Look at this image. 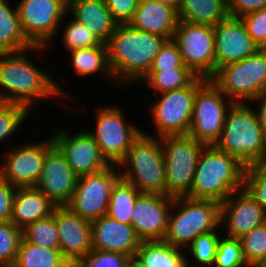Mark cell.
<instances>
[{
    "instance_id": "1",
    "label": "cell",
    "mask_w": 266,
    "mask_h": 267,
    "mask_svg": "<svg viewBox=\"0 0 266 267\" xmlns=\"http://www.w3.org/2000/svg\"><path fill=\"white\" fill-rule=\"evenodd\" d=\"M168 39L118 24L106 43L110 69L118 85L140 81Z\"/></svg>"
},
{
    "instance_id": "2",
    "label": "cell",
    "mask_w": 266,
    "mask_h": 267,
    "mask_svg": "<svg viewBox=\"0 0 266 267\" xmlns=\"http://www.w3.org/2000/svg\"><path fill=\"white\" fill-rule=\"evenodd\" d=\"M245 166L215 145H206L200 154L190 192L193 199L225 201L243 188Z\"/></svg>"
},
{
    "instance_id": "3",
    "label": "cell",
    "mask_w": 266,
    "mask_h": 267,
    "mask_svg": "<svg viewBox=\"0 0 266 267\" xmlns=\"http://www.w3.org/2000/svg\"><path fill=\"white\" fill-rule=\"evenodd\" d=\"M21 53H0V102L22 105L30 111L35 98L55 97L63 91Z\"/></svg>"
},
{
    "instance_id": "4",
    "label": "cell",
    "mask_w": 266,
    "mask_h": 267,
    "mask_svg": "<svg viewBox=\"0 0 266 267\" xmlns=\"http://www.w3.org/2000/svg\"><path fill=\"white\" fill-rule=\"evenodd\" d=\"M244 103L230 105L221 137L215 146L235 156L245 167L264 164L266 138L256 110Z\"/></svg>"
},
{
    "instance_id": "5",
    "label": "cell",
    "mask_w": 266,
    "mask_h": 267,
    "mask_svg": "<svg viewBox=\"0 0 266 267\" xmlns=\"http://www.w3.org/2000/svg\"><path fill=\"white\" fill-rule=\"evenodd\" d=\"M117 165L130 169L120 172V178L136 187L141 194L167 196L165 161L160 138L156 139L142 132Z\"/></svg>"
},
{
    "instance_id": "6",
    "label": "cell",
    "mask_w": 266,
    "mask_h": 267,
    "mask_svg": "<svg viewBox=\"0 0 266 267\" xmlns=\"http://www.w3.org/2000/svg\"><path fill=\"white\" fill-rule=\"evenodd\" d=\"M174 206V207H173ZM176 214L168 215L164 241L175 247L189 245L197 236L214 231L220 222V203L212 200L175 197L171 209Z\"/></svg>"
},
{
    "instance_id": "7",
    "label": "cell",
    "mask_w": 266,
    "mask_h": 267,
    "mask_svg": "<svg viewBox=\"0 0 266 267\" xmlns=\"http://www.w3.org/2000/svg\"><path fill=\"white\" fill-rule=\"evenodd\" d=\"M210 80L233 103L253 101L266 93V49L220 67Z\"/></svg>"
},
{
    "instance_id": "8",
    "label": "cell",
    "mask_w": 266,
    "mask_h": 267,
    "mask_svg": "<svg viewBox=\"0 0 266 267\" xmlns=\"http://www.w3.org/2000/svg\"><path fill=\"white\" fill-rule=\"evenodd\" d=\"M159 138L165 161L167 196H186L191 190L198 160L206 144L188 135Z\"/></svg>"
},
{
    "instance_id": "9",
    "label": "cell",
    "mask_w": 266,
    "mask_h": 267,
    "mask_svg": "<svg viewBox=\"0 0 266 267\" xmlns=\"http://www.w3.org/2000/svg\"><path fill=\"white\" fill-rule=\"evenodd\" d=\"M222 91L207 79L198 89L193 102V114L188 136L206 145H215L220 139L228 107Z\"/></svg>"
},
{
    "instance_id": "10",
    "label": "cell",
    "mask_w": 266,
    "mask_h": 267,
    "mask_svg": "<svg viewBox=\"0 0 266 267\" xmlns=\"http://www.w3.org/2000/svg\"><path fill=\"white\" fill-rule=\"evenodd\" d=\"M197 76L187 87L161 93L152 108L158 137L187 135L190 130L193 102L197 89L206 81Z\"/></svg>"
},
{
    "instance_id": "11",
    "label": "cell",
    "mask_w": 266,
    "mask_h": 267,
    "mask_svg": "<svg viewBox=\"0 0 266 267\" xmlns=\"http://www.w3.org/2000/svg\"><path fill=\"white\" fill-rule=\"evenodd\" d=\"M173 40L183 63L196 76L210 79L215 74L214 28L179 20Z\"/></svg>"
},
{
    "instance_id": "12",
    "label": "cell",
    "mask_w": 266,
    "mask_h": 267,
    "mask_svg": "<svg viewBox=\"0 0 266 267\" xmlns=\"http://www.w3.org/2000/svg\"><path fill=\"white\" fill-rule=\"evenodd\" d=\"M97 111L96 130L89 133L105 159L117 166L142 131L136 126L126 124L123 112L119 108L106 106L99 107Z\"/></svg>"
},
{
    "instance_id": "13",
    "label": "cell",
    "mask_w": 266,
    "mask_h": 267,
    "mask_svg": "<svg viewBox=\"0 0 266 267\" xmlns=\"http://www.w3.org/2000/svg\"><path fill=\"white\" fill-rule=\"evenodd\" d=\"M24 36L33 46L45 47L67 15V0H22L16 6Z\"/></svg>"
},
{
    "instance_id": "14",
    "label": "cell",
    "mask_w": 266,
    "mask_h": 267,
    "mask_svg": "<svg viewBox=\"0 0 266 267\" xmlns=\"http://www.w3.org/2000/svg\"><path fill=\"white\" fill-rule=\"evenodd\" d=\"M120 178L115 165L78 177L76 188L66 206L90 221L107 214L113 185Z\"/></svg>"
},
{
    "instance_id": "15",
    "label": "cell",
    "mask_w": 266,
    "mask_h": 267,
    "mask_svg": "<svg viewBox=\"0 0 266 267\" xmlns=\"http://www.w3.org/2000/svg\"><path fill=\"white\" fill-rule=\"evenodd\" d=\"M54 146L51 138L44 143H29L11 150L0 168V177L15 187L36 186L41 177L46 154Z\"/></svg>"
},
{
    "instance_id": "16",
    "label": "cell",
    "mask_w": 266,
    "mask_h": 267,
    "mask_svg": "<svg viewBox=\"0 0 266 267\" xmlns=\"http://www.w3.org/2000/svg\"><path fill=\"white\" fill-rule=\"evenodd\" d=\"M88 131L82 130L69 136L62 130L52 136L54 145L65 156L78 177L102 171L111 165L101 154L96 141Z\"/></svg>"
},
{
    "instance_id": "17",
    "label": "cell",
    "mask_w": 266,
    "mask_h": 267,
    "mask_svg": "<svg viewBox=\"0 0 266 267\" xmlns=\"http://www.w3.org/2000/svg\"><path fill=\"white\" fill-rule=\"evenodd\" d=\"M52 214L60 251L70 264H76L93 250L91 221L72 212L66 205L56 206Z\"/></svg>"
},
{
    "instance_id": "18",
    "label": "cell",
    "mask_w": 266,
    "mask_h": 267,
    "mask_svg": "<svg viewBox=\"0 0 266 267\" xmlns=\"http://www.w3.org/2000/svg\"><path fill=\"white\" fill-rule=\"evenodd\" d=\"M213 28L215 72L224 65L239 62L260 50L240 18L228 16Z\"/></svg>"
},
{
    "instance_id": "19",
    "label": "cell",
    "mask_w": 266,
    "mask_h": 267,
    "mask_svg": "<svg viewBox=\"0 0 266 267\" xmlns=\"http://www.w3.org/2000/svg\"><path fill=\"white\" fill-rule=\"evenodd\" d=\"M173 200L174 197L159 194H140L137 197L131 225L141 240L164 239Z\"/></svg>"
},
{
    "instance_id": "20",
    "label": "cell",
    "mask_w": 266,
    "mask_h": 267,
    "mask_svg": "<svg viewBox=\"0 0 266 267\" xmlns=\"http://www.w3.org/2000/svg\"><path fill=\"white\" fill-rule=\"evenodd\" d=\"M78 176L73 172L65 156L54 146L43 163L41 177L36 187L56 206L66 205L76 188Z\"/></svg>"
},
{
    "instance_id": "21",
    "label": "cell",
    "mask_w": 266,
    "mask_h": 267,
    "mask_svg": "<svg viewBox=\"0 0 266 267\" xmlns=\"http://www.w3.org/2000/svg\"><path fill=\"white\" fill-rule=\"evenodd\" d=\"M224 221L227 237L239 239L266 222V216L260 204L243 187L220 204V222Z\"/></svg>"
},
{
    "instance_id": "22",
    "label": "cell",
    "mask_w": 266,
    "mask_h": 267,
    "mask_svg": "<svg viewBox=\"0 0 266 267\" xmlns=\"http://www.w3.org/2000/svg\"><path fill=\"white\" fill-rule=\"evenodd\" d=\"M93 250L116 252L133 260L141 239L132 225L103 215L91 221Z\"/></svg>"
},
{
    "instance_id": "23",
    "label": "cell",
    "mask_w": 266,
    "mask_h": 267,
    "mask_svg": "<svg viewBox=\"0 0 266 267\" xmlns=\"http://www.w3.org/2000/svg\"><path fill=\"white\" fill-rule=\"evenodd\" d=\"M179 22L177 11L154 0H139L132 20V28L173 39Z\"/></svg>"
},
{
    "instance_id": "24",
    "label": "cell",
    "mask_w": 266,
    "mask_h": 267,
    "mask_svg": "<svg viewBox=\"0 0 266 267\" xmlns=\"http://www.w3.org/2000/svg\"><path fill=\"white\" fill-rule=\"evenodd\" d=\"M56 205L36 186L16 187L10 222L20 230L51 215Z\"/></svg>"
},
{
    "instance_id": "25",
    "label": "cell",
    "mask_w": 266,
    "mask_h": 267,
    "mask_svg": "<svg viewBox=\"0 0 266 267\" xmlns=\"http://www.w3.org/2000/svg\"><path fill=\"white\" fill-rule=\"evenodd\" d=\"M67 10L83 23L101 43H107L118 23L113 19L105 0H67Z\"/></svg>"
},
{
    "instance_id": "26",
    "label": "cell",
    "mask_w": 266,
    "mask_h": 267,
    "mask_svg": "<svg viewBox=\"0 0 266 267\" xmlns=\"http://www.w3.org/2000/svg\"><path fill=\"white\" fill-rule=\"evenodd\" d=\"M180 250L164 240H141L132 261L137 267H182L187 259Z\"/></svg>"
},
{
    "instance_id": "27",
    "label": "cell",
    "mask_w": 266,
    "mask_h": 267,
    "mask_svg": "<svg viewBox=\"0 0 266 267\" xmlns=\"http://www.w3.org/2000/svg\"><path fill=\"white\" fill-rule=\"evenodd\" d=\"M0 0V53H17L44 48L33 46L24 36L17 9L10 8L6 2Z\"/></svg>"
},
{
    "instance_id": "28",
    "label": "cell",
    "mask_w": 266,
    "mask_h": 267,
    "mask_svg": "<svg viewBox=\"0 0 266 267\" xmlns=\"http://www.w3.org/2000/svg\"><path fill=\"white\" fill-rule=\"evenodd\" d=\"M177 13L181 21L212 27L229 16L222 0H181Z\"/></svg>"
},
{
    "instance_id": "29",
    "label": "cell",
    "mask_w": 266,
    "mask_h": 267,
    "mask_svg": "<svg viewBox=\"0 0 266 267\" xmlns=\"http://www.w3.org/2000/svg\"><path fill=\"white\" fill-rule=\"evenodd\" d=\"M70 265L60 248H45L21 239L15 262L11 267H68Z\"/></svg>"
},
{
    "instance_id": "30",
    "label": "cell",
    "mask_w": 266,
    "mask_h": 267,
    "mask_svg": "<svg viewBox=\"0 0 266 267\" xmlns=\"http://www.w3.org/2000/svg\"><path fill=\"white\" fill-rule=\"evenodd\" d=\"M69 52L72 55L71 63L76 74L86 76L102 71L110 80L115 81L110 69L108 49L105 43L85 49H74Z\"/></svg>"
},
{
    "instance_id": "31",
    "label": "cell",
    "mask_w": 266,
    "mask_h": 267,
    "mask_svg": "<svg viewBox=\"0 0 266 267\" xmlns=\"http://www.w3.org/2000/svg\"><path fill=\"white\" fill-rule=\"evenodd\" d=\"M140 191L119 178L112 187L107 214L110 218L131 225V214Z\"/></svg>"
},
{
    "instance_id": "32",
    "label": "cell",
    "mask_w": 266,
    "mask_h": 267,
    "mask_svg": "<svg viewBox=\"0 0 266 267\" xmlns=\"http://www.w3.org/2000/svg\"><path fill=\"white\" fill-rule=\"evenodd\" d=\"M197 76L189 68H176L163 72H148L140 82H144L158 92L164 93L187 87Z\"/></svg>"
},
{
    "instance_id": "33",
    "label": "cell",
    "mask_w": 266,
    "mask_h": 267,
    "mask_svg": "<svg viewBox=\"0 0 266 267\" xmlns=\"http://www.w3.org/2000/svg\"><path fill=\"white\" fill-rule=\"evenodd\" d=\"M22 239L45 248H59V236L53 214L26 226Z\"/></svg>"
},
{
    "instance_id": "34",
    "label": "cell",
    "mask_w": 266,
    "mask_h": 267,
    "mask_svg": "<svg viewBox=\"0 0 266 267\" xmlns=\"http://www.w3.org/2000/svg\"><path fill=\"white\" fill-rule=\"evenodd\" d=\"M239 239L246 263L249 267H256L266 255V222Z\"/></svg>"
},
{
    "instance_id": "35",
    "label": "cell",
    "mask_w": 266,
    "mask_h": 267,
    "mask_svg": "<svg viewBox=\"0 0 266 267\" xmlns=\"http://www.w3.org/2000/svg\"><path fill=\"white\" fill-rule=\"evenodd\" d=\"M22 231L10 221L0 222V267H11L16 259Z\"/></svg>"
},
{
    "instance_id": "36",
    "label": "cell",
    "mask_w": 266,
    "mask_h": 267,
    "mask_svg": "<svg viewBox=\"0 0 266 267\" xmlns=\"http://www.w3.org/2000/svg\"><path fill=\"white\" fill-rule=\"evenodd\" d=\"M216 267H249L246 263L240 239L225 237L218 241L214 264Z\"/></svg>"
},
{
    "instance_id": "37",
    "label": "cell",
    "mask_w": 266,
    "mask_h": 267,
    "mask_svg": "<svg viewBox=\"0 0 266 267\" xmlns=\"http://www.w3.org/2000/svg\"><path fill=\"white\" fill-rule=\"evenodd\" d=\"M243 187L260 204L266 216V165L245 167Z\"/></svg>"
},
{
    "instance_id": "38",
    "label": "cell",
    "mask_w": 266,
    "mask_h": 267,
    "mask_svg": "<svg viewBox=\"0 0 266 267\" xmlns=\"http://www.w3.org/2000/svg\"><path fill=\"white\" fill-rule=\"evenodd\" d=\"M66 28L63 42L69 51L95 47L101 44L100 40L83 23L75 19L71 20Z\"/></svg>"
},
{
    "instance_id": "39",
    "label": "cell",
    "mask_w": 266,
    "mask_h": 267,
    "mask_svg": "<svg viewBox=\"0 0 266 267\" xmlns=\"http://www.w3.org/2000/svg\"><path fill=\"white\" fill-rule=\"evenodd\" d=\"M219 239L220 237L214 230L197 236L188 245L193 258L198 264L200 263L203 266L214 264Z\"/></svg>"
},
{
    "instance_id": "40",
    "label": "cell",
    "mask_w": 266,
    "mask_h": 267,
    "mask_svg": "<svg viewBox=\"0 0 266 267\" xmlns=\"http://www.w3.org/2000/svg\"><path fill=\"white\" fill-rule=\"evenodd\" d=\"M28 112L25 106L0 102V142L18 129Z\"/></svg>"
},
{
    "instance_id": "41",
    "label": "cell",
    "mask_w": 266,
    "mask_h": 267,
    "mask_svg": "<svg viewBox=\"0 0 266 267\" xmlns=\"http://www.w3.org/2000/svg\"><path fill=\"white\" fill-rule=\"evenodd\" d=\"M176 68H188L184 65L178 45L173 39H169L156 55L149 72H163Z\"/></svg>"
},
{
    "instance_id": "42",
    "label": "cell",
    "mask_w": 266,
    "mask_h": 267,
    "mask_svg": "<svg viewBox=\"0 0 266 267\" xmlns=\"http://www.w3.org/2000/svg\"><path fill=\"white\" fill-rule=\"evenodd\" d=\"M131 261L124 254L92 250L75 265L77 267H126Z\"/></svg>"
},
{
    "instance_id": "43",
    "label": "cell",
    "mask_w": 266,
    "mask_h": 267,
    "mask_svg": "<svg viewBox=\"0 0 266 267\" xmlns=\"http://www.w3.org/2000/svg\"><path fill=\"white\" fill-rule=\"evenodd\" d=\"M240 19L259 48L266 49V7L242 16Z\"/></svg>"
},
{
    "instance_id": "44",
    "label": "cell",
    "mask_w": 266,
    "mask_h": 267,
    "mask_svg": "<svg viewBox=\"0 0 266 267\" xmlns=\"http://www.w3.org/2000/svg\"><path fill=\"white\" fill-rule=\"evenodd\" d=\"M105 3L118 24H128L134 16L139 0H105Z\"/></svg>"
},
{
    "instance_id": "45",
    "label": "cell",
    "mask_w": 266,
    "mask_h": 267,
    "mask_svg": "<svg viewBox=\"0 0 266 267\" xmlns=\"http://www.w3.org/2000/svg\"><path fill=\"white\" fill-rule=\"evenodd\" d=\"M266 7V0H232L228 5V15L240 18Z\"/></svg>"
},
{
    "instance_id": "46",
    "label": "cell",
    "mask_w": 266,
    "mask_h": 267,
    "mask_svg": "<svg viewBox=\"0 0 266 267\" xmlns=\"http://www.w3.org/2000/svg\"><path fill=\"white\" fill-rule=\"evenodd\" d=\"M16 187L0 177V222L10 221Z\"/></svg>"
},
{
    "instance_id": "47",
    "label": "cell",
    "mask_w": 266,
    "mask_h": 267,
    "mask_svg": "<svg viewBox=\"0 0 266 267\" xmlns=\"http://www.w3.org/2000/svg\"><path fill=\"white\" fill-rule=\"evenodd\" d=\"M255 101H259L261 104L259 107V111L256 112L259 123L262 127L264 136L266 138V93L260 95L259 97L254 99Z\"/></svg>"
},
{
    "instance_id": "48",
    "label": "cell",
    "mask_w": 266,
    "mask_h": 267,
    "mask_svg": "<svg viewBox=\"0 0 266 267\" xmlns=\"http://www.w3.org/2000/svg\"><path fill=\"white\" fill-rule=\"evenodd\" d=\"M154 1L173 7L176 11H178L181 2V0H154Z\"/></svg>"
},
{
    "instance_id": "49",
    "label": "cell",
    "mask_w": 266,
    "mask_h": 267,
    "mask_svg": "<svg viewBox=\"0 0 266 267\" xmlns=\"http://www.w3.org/2000/svg\"><path fill=\"white\" fill-rule=\"evenodd\" d=\"M256 267H266V255L264 259Z\"/></svg>"
},
{
    "instance_id": "50",
    "label": "cell",
    "mask_w": 266,
    "mask_h": 267,
    "mask_svg": "<svg viewBox=\"0 0 266 267\" xmlns=\"http://www.w3.org/2000/svg\"><path fill=\"white\" fill-rule=\"evenodd\" d=\"M126 267H137V266L133 263V261H131Z\"/></svg>"
},
{
    "instance_id": "51",
    "label": "cell",
    "mask_w": 266,
    "mask_h": 267,
    "mask_svg": "<svg viewBox=\"0 0 266 267\" xmlns=\"http://www.w3.org/2000/svg\"><path fill=\"white\" fill-rule=\"evenodd\" d=\"M226 5H229L232 0H222Z\"/></svg>"
},
{
    "instance_id": "52",
    "label": "cell",
    "mask_w": 266,
    "mask_h": 267,
    "mask_svg": "<svg viewBox=\"0 0 266 267\" xmlns=\"http://www.w3.org/2000/svg\"><path fill=\"white\" fill-rule=\"evenodd\" d=\"M190 264H189V261H186V263L182 266V267H191V266H189Z\"/></svg>"
},
{
    "instance_id": "53",
    "label": "cell",
    "mask_w": 266,
    "mask_h": 267,
    "mask_svg": "<svg viewBox=\"0 0 266 267\" xmlns=\"http://www.w3.org/2000/svg\"><path fill=\"white\" fill-rule=\"evenodd\" d=\"M68 267H77L75 264H71L70 266H68Z\"/></svg>"
}]
</instances>
